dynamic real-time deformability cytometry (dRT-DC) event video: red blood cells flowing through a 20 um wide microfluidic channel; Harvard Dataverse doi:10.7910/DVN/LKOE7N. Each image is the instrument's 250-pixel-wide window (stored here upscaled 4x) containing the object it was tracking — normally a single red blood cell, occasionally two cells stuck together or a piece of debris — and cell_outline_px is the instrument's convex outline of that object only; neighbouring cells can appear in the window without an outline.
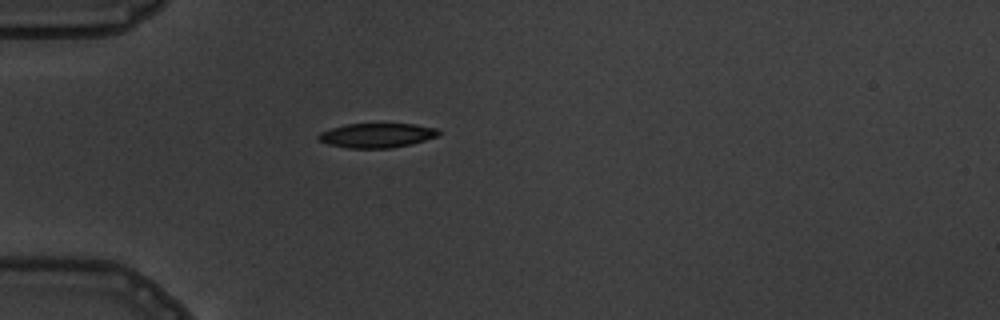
{"species": "common noctule bat (a hibernating species)", "species_latin": "Nyctalus noctula", "temperature_condition": "warm", "stored_images_in_passage": 6, "camera_frame_rate_fps": 3000, "um_per_image_px": 0.085, "animal": {"sex": "male", "body_mass_g": 19.5, "forearm_length_mm": 54.6}, "frame": {"image": 1, "passage_image": 6, "time_ms": 5.667, "image_size_px": [1000, 320], "cell_outline_px": [[440, 136], [412, 144], [392, 148], [348, 148], [328, 144], [316, 140], [316, 136], [320, 132], [332, 128], [348, 124], [416, 124], [440, 128]], "centroid_in_image_um": [32.07, 11.51], "position_along_channel_um": 52.9, "area_um2": 17.4}}